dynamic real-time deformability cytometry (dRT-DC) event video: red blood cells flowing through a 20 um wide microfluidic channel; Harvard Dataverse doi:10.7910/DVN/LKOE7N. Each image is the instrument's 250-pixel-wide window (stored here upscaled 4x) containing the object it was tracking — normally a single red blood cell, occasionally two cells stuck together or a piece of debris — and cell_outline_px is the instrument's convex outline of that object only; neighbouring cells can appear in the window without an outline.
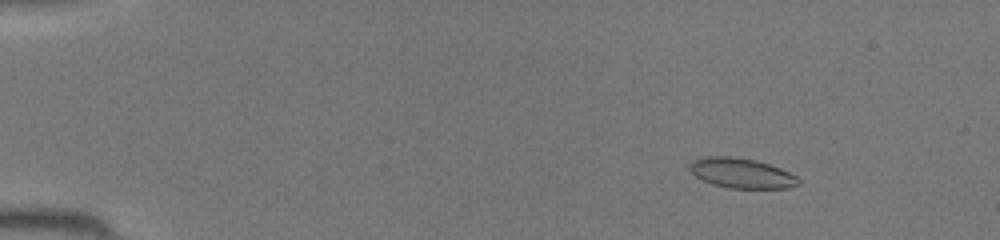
{"species": "common noctule bat (a hibernating species)", "species_latin": "Nyctalus noctula", "temperature_condition": "room temperature", "stored_images_in_passage": 47, "camera_frame_rate_fps": 3000, "um_per_image_px": 0.085, "animal": {"sex": "female", "body_mass_g": 19.5, "forearm_length_mm": 54.1}, "frame": {"image": 1, "passage_image": 7, "time_ms": 2.0, "image_size_px": [1000, 240], "cell_outline_px": [[800, 184], [788, 188], [728, 188], [712, 184], [696, 176], [688, 168], [692, 160], [704, 156], [732, 156], [756, 160], [780, 168], [796, 176], [800, 180]], "centroid_in_image_um": [63.02, 14.71], "position_along_channel_um": 22.0, "area_um2": 19.02}}
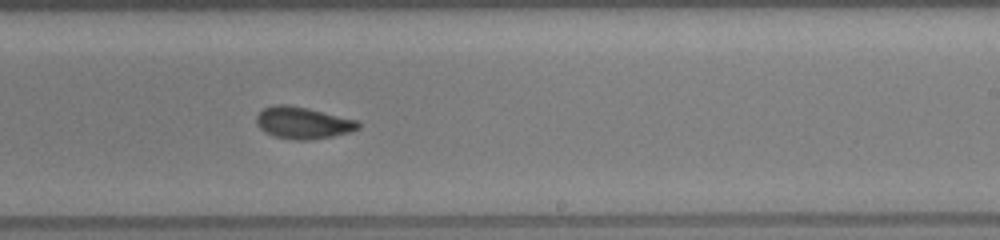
{"frame": {"image": 2, "passage_image": 30, "time_ms": 9.667, "image_size_px": [1000, 240], "cell_outline_px": [[360, 128], [348, 132], [332, 136], [308, 140], [296, 140], [272, 136], [264, 132], [256, 124], [256, 116], [264, 108], [276, 104], [288, 104], [308, 108], [356, 120], [360, 124]], "centroid_in_image_um": [25.7, 10.44], "position_along_channel_um": 263.3, "area_um2": 18.84}}
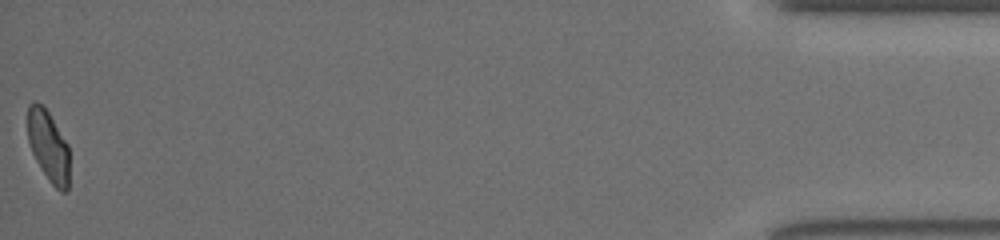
{"frame": {"image": 3, "passage_image": 47, "time_ms": 15.333, "image_size_px": [1000, 240], "cell_outline_px": [[68, 192], [60, 192], [48, 180], [36, 160], [32, 152], [28, 140], [28, 104], [32, 100], [36, 100], [44, 104], [68, 144]], "centroid_in_image_um": [4.1, 12.37], "position_along_channel_um": 431.1, "area_um2": 17.46}}